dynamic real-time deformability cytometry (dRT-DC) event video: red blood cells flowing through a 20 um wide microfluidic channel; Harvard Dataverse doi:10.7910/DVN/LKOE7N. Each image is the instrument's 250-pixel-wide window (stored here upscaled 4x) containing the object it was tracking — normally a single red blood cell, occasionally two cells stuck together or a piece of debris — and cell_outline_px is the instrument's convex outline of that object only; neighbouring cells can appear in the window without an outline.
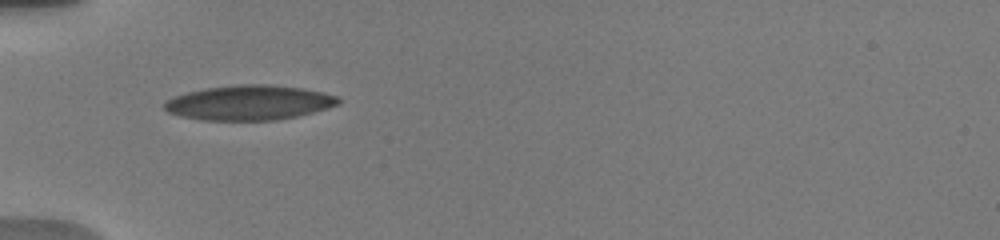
{"species": "human", "species_latin": "Homo sapiens", "temperature_condition": "warm", "stored_images_in_passage": 18, "camera_frame_rate_fps": 3000, "um_per_image_px": 0.085, "donor": {"sex": "male"}, "frame": {"image": 1, "passage_image": 1, "time_ms": 0.0, "image_size_px": [1000, 240], "cell_outline_px": [[340, 104], [328, 108], [296, 116], [276, 120], [200, 120], [180, 116], [168, 112], [164, 108], [164, 100], [172, 96], [204, 88], [240, 84], [268, 84], [304, 88], [324, 92], [340, 96]], "centroid_in_image_um": [21.18, 8.72], "position_along_channel_um": 63.8, "area_um2": 35.6}}